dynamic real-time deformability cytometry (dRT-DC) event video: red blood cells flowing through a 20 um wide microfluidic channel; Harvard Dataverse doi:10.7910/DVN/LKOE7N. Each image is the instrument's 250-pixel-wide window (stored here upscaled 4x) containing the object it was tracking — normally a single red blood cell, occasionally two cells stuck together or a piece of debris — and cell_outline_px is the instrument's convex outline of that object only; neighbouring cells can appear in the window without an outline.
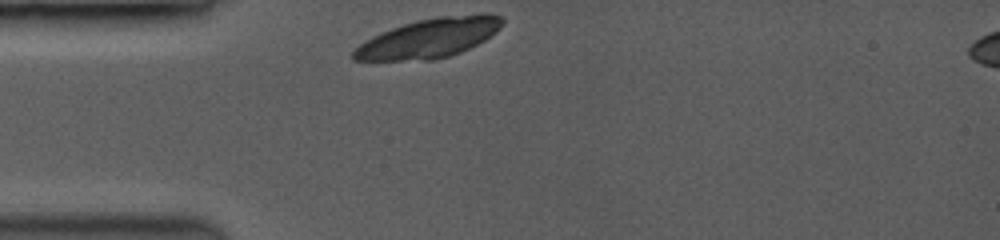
{"species": "common noctule bat (a hibernating species)", "species_latin": "Nyctalus noctula", "temperature_condition": "room temperature", "stored_images_in_passage": 35, "camera_frame_rate_fps": 3500, "um_per_image_px": 0.085, "animal": {"sex": "female", "body_mass_g": 19.0, "forearm_length_mm": 53.3}, "frame": {"image": 1, "passage_image": 1, "time_ms": 0.0, "image_size_px": [1000, 240], "cell_outline_px": [[504, 24], [496, 32], [484, 40], [460, 52], [448, 56], [432, 60], [352, 60], [352, 52], [364, 40], [372, 36], [392, 28], [416, 20], [436, 16], [484, 12], [488, 12], [504, 16]], "centroid_in_image_um": [36.54, 3.2], "position_along_channel_um": 48.5, "area_um2": 34.39}}
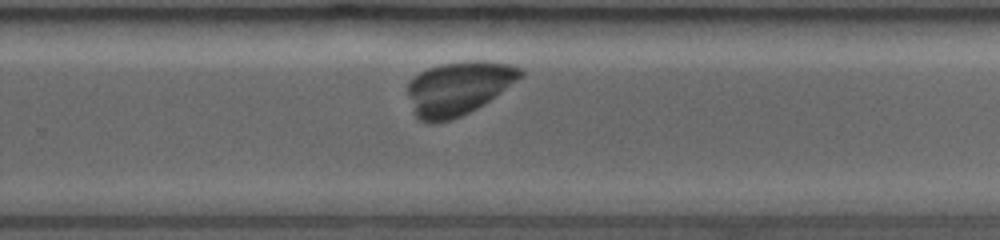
{"frame": {"image": 2, "passage_image": 24, "time_ms": 6.571, "image_size_px": [1000, 240], "cell_outline_px": [[524, 76], [476, 108], [460, 116], [448, 120], [420, 120], [416, 116], [408, 92], [408, 84], [420, 72], [428, 68], [440, 64], [464, 60], [484, 60], [508, 64], [520, 68], [524, 72]], "centroid_in_image_um": [39.0, 7.43], "position_along_channel_um": 290.8, "area_um2": 34.33}}